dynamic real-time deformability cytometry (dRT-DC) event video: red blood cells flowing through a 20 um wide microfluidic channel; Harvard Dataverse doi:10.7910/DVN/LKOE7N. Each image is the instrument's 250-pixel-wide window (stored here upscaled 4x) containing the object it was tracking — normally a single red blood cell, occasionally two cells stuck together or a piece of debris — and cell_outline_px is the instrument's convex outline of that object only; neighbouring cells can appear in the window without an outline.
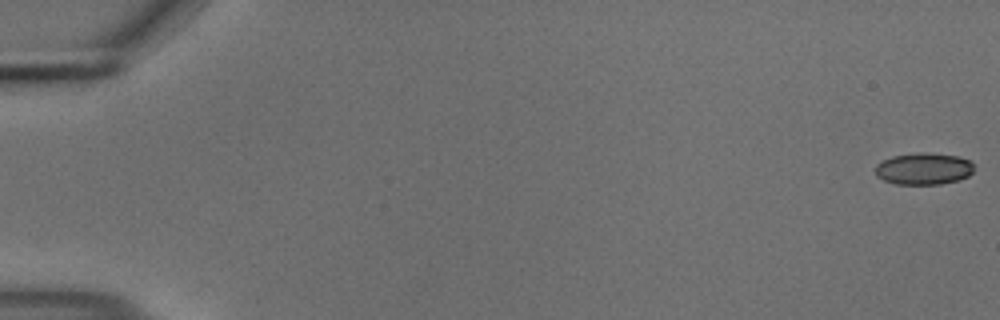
{"species": "common noctule bat (a hibernating species)", "species_latin": "Nyctalus noctula", "temperature_condition": "cold", "stored_images_in_passage": 56, "camera_frame_rate_fps": 3000, "um_per_image_px": 0.085, "animal": {"sex": "male", "body_mass_g": 18.8}, "frame": {"image": 1, "passage_image": 1, "time_ms": 0.0, "image_size_px": [1000, 320], "cell_outline_px": [[972, 172], [968, 176], [960, 180], [940, 184], [896, 184], [884, 180], [876, 176], [876, 164], [892, 156], [920, 152], [928, 152], [960, 156], [968, 160], [972, 164]], "centroid_in_image_um": [78.51, 14.34], "position_along_channel_um": 6.5, "area_um2": 18.32}}
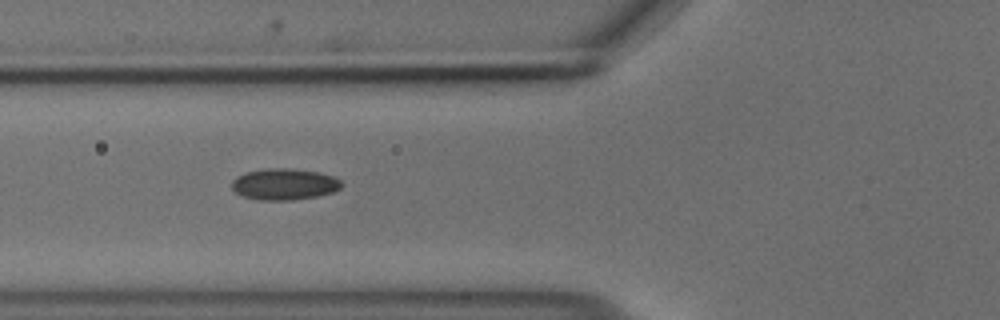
{"frame": {"image": 2, "passage_image": 22, "time_ms": 7.0, "image_size_px": [1000, 320], "cell_outline_px": [[344, 184], [340, 188], [332, 192], [316, 196], [292, 200], [260, 200], [244, 196], [236, 192], [232, 188], [232, 180], [236, 176], [244, 172], [264, 168], [288, 168], [320, 172], [332, 176], [340, 180]], "centroid_in_image_um": [24.15, 15.64], "position_along_channel_um": 101.6, "area_um2": 20.11}}
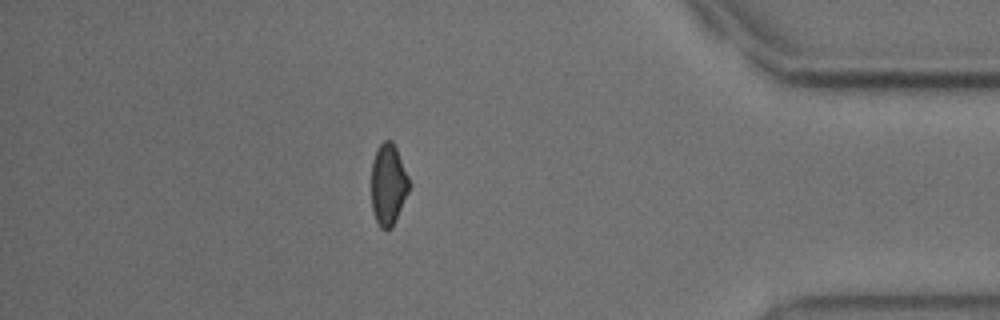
{"frame": {"image": 3, "passage_image": 49, "time_ms": 16.0, "image_size_px": [1000, 320], "cell_outline_px": [[408, 192], [396, 220], [392, 228], [380, 228], [376, 220], [372, 208], [372, 160], [376, 148], [384, 140], [392, 140], [396, 148], [408, 176]], "centroid_in_image_um": [32.98, 15.66], "position_along_channel_um": 402.2, "area_um2": 17.69}, "authors_computed_cell_mechanics": {"area_um2": 19.0162, "velocity_mm_per_s": 3.7073, "shape_relaxation_time_tau1_ms": 6.421, "shape_relaxation_time_tau2_ms": 11.2699, "deformation_change_tau1": 0.0837, "deformation_change_tau2": 0.1401}}